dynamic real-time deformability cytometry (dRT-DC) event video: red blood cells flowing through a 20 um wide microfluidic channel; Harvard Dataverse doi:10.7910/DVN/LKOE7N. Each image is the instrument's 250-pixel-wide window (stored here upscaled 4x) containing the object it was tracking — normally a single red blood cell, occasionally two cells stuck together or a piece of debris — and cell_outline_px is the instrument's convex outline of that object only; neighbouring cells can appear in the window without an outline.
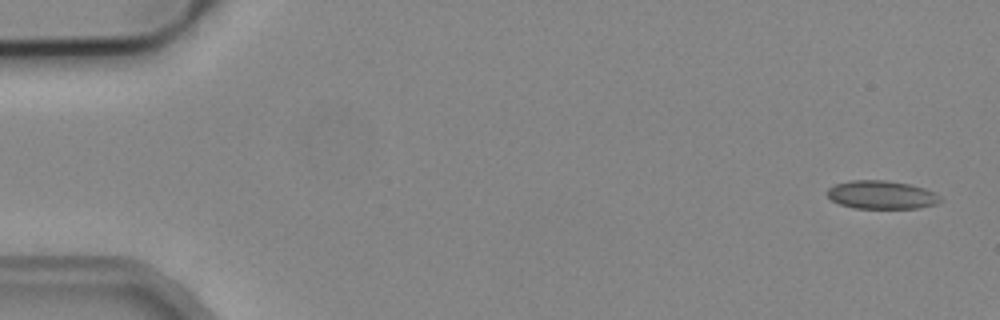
{"species": "common noctule bat (a hibernating species)", "species_latin": "Nyctalus noctula", "temperature_condition": "cold", "stored_images_in_passage": 4, "camera_frame_rate_fps": 3000, "um_per_image_px": 0.085, "animal": {"sex": "male", "body_mass_g": 19.2, "forearm_length_mm": 51.8}, "frame": {"image": 1, "passage_image": 1, "time_ms": 0.0, "image_size_px": [1000, 320], "cell_outline_px": [[944, 200], [936, 204], [920, 208], [852, 208], [840, 204], [832, 200], [828, 196], [828, 188], [836, 184], [852, 180], [888, 180], [912, 184], [936, 192]], "centroid_in_image_um": [74.99, 16.56], "position_along_channel_um": 10.0, "area_um2": 18.84}}